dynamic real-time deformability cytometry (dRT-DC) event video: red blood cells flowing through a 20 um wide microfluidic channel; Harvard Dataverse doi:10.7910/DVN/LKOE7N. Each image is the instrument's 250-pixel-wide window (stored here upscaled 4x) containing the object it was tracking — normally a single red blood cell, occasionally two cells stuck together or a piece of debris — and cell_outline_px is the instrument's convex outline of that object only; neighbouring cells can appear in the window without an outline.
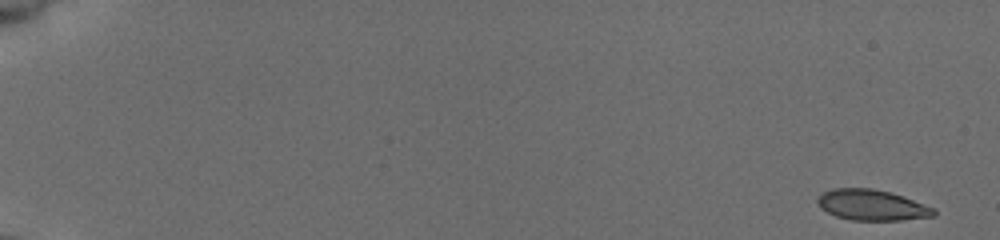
{"species": "common noctule bat (a hibernating species)", "species_latin": "Nyctalus noctula", "temperature_condition": "cold", "stored_images_in_passage": 17, "camera_frame_rate_fps": 3000, "um_per_image_px": 0.085, "animal": {"sex": "female", "body_mass_g": 19.5, "forearm_length_mm": 54.1}, "frame": {"image": 1, "passage_image": 1, "time_ms": 0.0, "image_size_px": [1000, 240], "cell_outline_px": [[936, 216], [900, 220], [852, 220], [836, 216], [820, 208], [816, 200], [816, 196], [832, 188], [872, 188], [904, 196], [936, 208]], "centroid_in_image_um": [74.12, 17.42], "position_along_channel_um": 10.9, "area_um2": 20.98}}
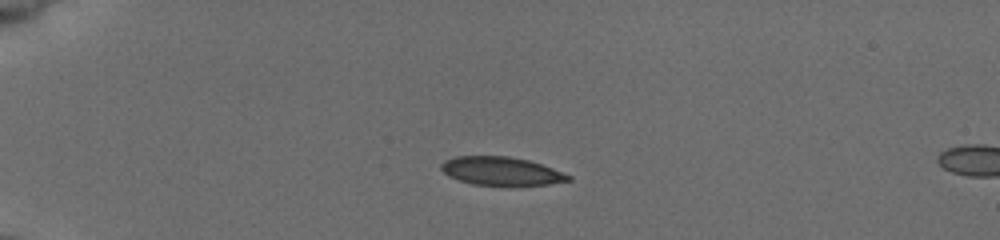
{"frame": {"image": 2, "passage_image": 14, "time_ms": 4.333, "image_size_px": [1000, 240], "cell_outline_px": [[572, 180], [548, 184], [512, 188], [472, 184], [448, 176], [440, 168], [440, 164], [444, 160], [456, 156], [508, 156], [528, 160], [552, 168], [572, 176]], "centroid_in_image_um": [42.61, 14.58], "position_along_channel_um": 42.4, "area_um2": 21.73}}